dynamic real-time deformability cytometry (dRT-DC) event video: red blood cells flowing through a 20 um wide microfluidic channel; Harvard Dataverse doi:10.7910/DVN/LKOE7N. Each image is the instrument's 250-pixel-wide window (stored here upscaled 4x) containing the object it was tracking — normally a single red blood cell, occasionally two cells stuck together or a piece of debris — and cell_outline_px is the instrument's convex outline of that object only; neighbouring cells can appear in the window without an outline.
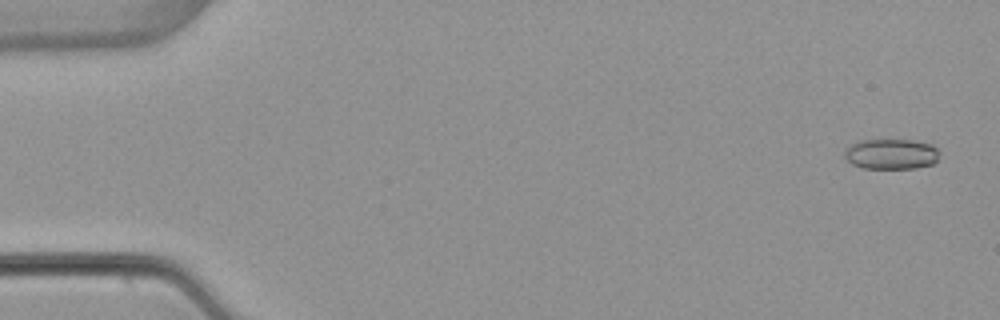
{"species": "common noctule bat (a hibernating species)", "species_latin": "Nyctalus noctula", "temperature_condition": "warm", "stored_images_in_passage": 4, "camera_frame_rate_fps": 3000, "um_per_image_px": 0.085, "animal": {"sex": "female", "body_mass_g": 22.7, "forearm_length_mm": 54.2}, "frame": {"image": 1, "passage_image": 1, "time_ms": 0.0, "image_size_px": [1000, 320], "cell_outline_px": [[940, 152], [936, 160], [932, 164], [916, 168], [864, 168], [852, 164], [844, 156], [844, 148], [860, 140], [912, 140], [932, 144]], "centroid_in_image_um": [75.74, 13.09], "position_along_channel_um": 9.3, "area_um2": 16.82}}
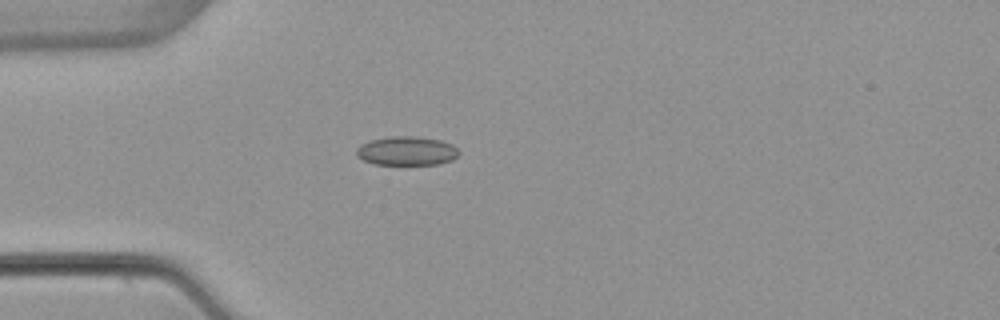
{"frame": {"image": 2, "passage_image": 4, "time_ms": 4.333, "image_size_px": [1000, 320], "cell_outline_px": [[460, 152], [452, 160], [440, 164], [376, 164], [364, 160], [356, 156], [356, 148], [360, 144], [372, 140], [392, 136], [412, 136], [440, 140], [452, 144]], "centroid_in_image_um": [34.56, 12.83], "position_along_channel_um": 50.4, "area_um2": 17.17}}